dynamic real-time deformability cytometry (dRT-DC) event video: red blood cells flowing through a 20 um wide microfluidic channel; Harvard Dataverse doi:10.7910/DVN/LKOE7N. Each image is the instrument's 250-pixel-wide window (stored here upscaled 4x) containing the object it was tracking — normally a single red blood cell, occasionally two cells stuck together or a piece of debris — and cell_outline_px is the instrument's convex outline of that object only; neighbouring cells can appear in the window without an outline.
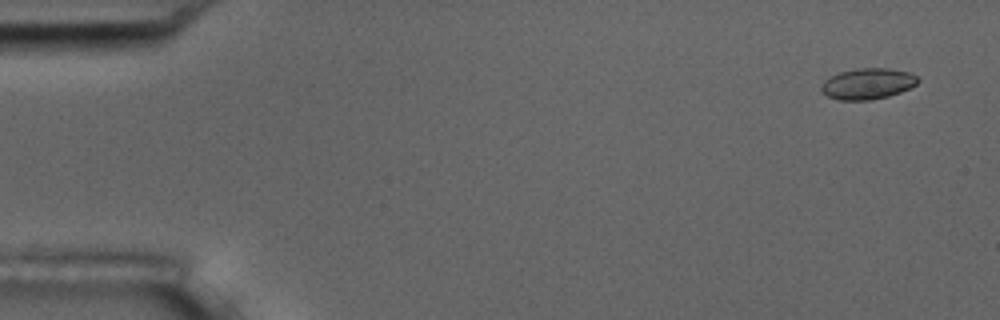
{"species": "common noctule bat (a hibernating species)", "species_latin": "Nyctalus noctula", "temperature_condition": "room temperature", "stored_images_in_passage": 6, "camera_frame_rate_fps": 3000, "um_per_image_px": 0.085, "animal": {"sex": "male", "body_mass_g": 17.5, "forearm_length_mm": 52.3}, "frame": {"image": 1, "passage_image": 1, "time_ms": 0.0, "image_size_px": [1000, 320], "cell_outline_px": [[920, 80], [916, 84], [900, 92], [888, 96], [872, 100], [840, 100], [828, 96], [820, 88], [820, 84], [828, 76], [840, 72], [856, 68], [888, 68], [908, 72], [916, 76]], "centroid_in_image_um": [73.72, 7.11], "position_along_channel_um": 11.3, "area_um2": 17.46}}